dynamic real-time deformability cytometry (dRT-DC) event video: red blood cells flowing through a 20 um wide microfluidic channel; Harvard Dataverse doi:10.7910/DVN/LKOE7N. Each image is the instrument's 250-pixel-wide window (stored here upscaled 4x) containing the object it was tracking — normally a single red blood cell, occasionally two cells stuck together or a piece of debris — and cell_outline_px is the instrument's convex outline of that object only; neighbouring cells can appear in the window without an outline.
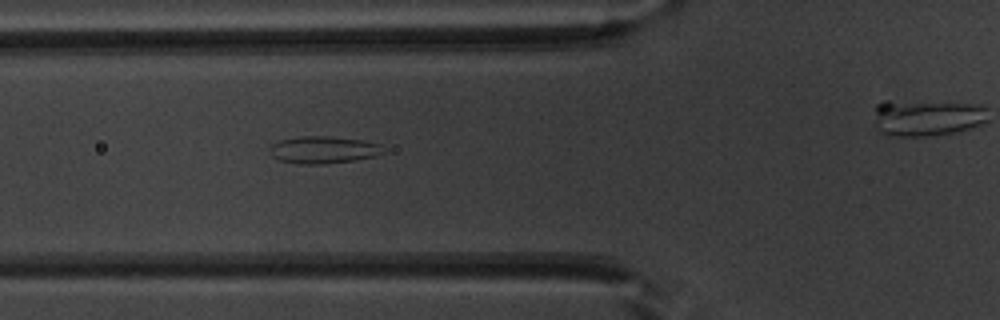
{"species": "common noctule bat (a hibernating species)", "species_latin": "Nyctalus noctula", "temperature_condition": "warm", "stored_images_in_passage": 12, "camera_frame_rate_fps": 3000, "um_per_image_px": 0.085, "animal": {"sex": "male", "body_mass_g": 20.1, "forearm_length_mm": 53.5}, "frame": {"image": 1, "passage_image": 11, "time_ms": 3.333, "image_size_px": [1000, 320], "cell_outline_px": [[384, 152], [372, 156], [352, 160], [324, 164], [300, 164], [280, 160], [272, 156], [268, 152], [268, 148], [272, 144], [280, 140], [300, 136], [328, 136], [364, 140], [380, 144], [384, 148]], "centroid_in_image_um": [27.44, 12.72], "position_along_channel_um": 98.4, "area_um2": 17.98}}